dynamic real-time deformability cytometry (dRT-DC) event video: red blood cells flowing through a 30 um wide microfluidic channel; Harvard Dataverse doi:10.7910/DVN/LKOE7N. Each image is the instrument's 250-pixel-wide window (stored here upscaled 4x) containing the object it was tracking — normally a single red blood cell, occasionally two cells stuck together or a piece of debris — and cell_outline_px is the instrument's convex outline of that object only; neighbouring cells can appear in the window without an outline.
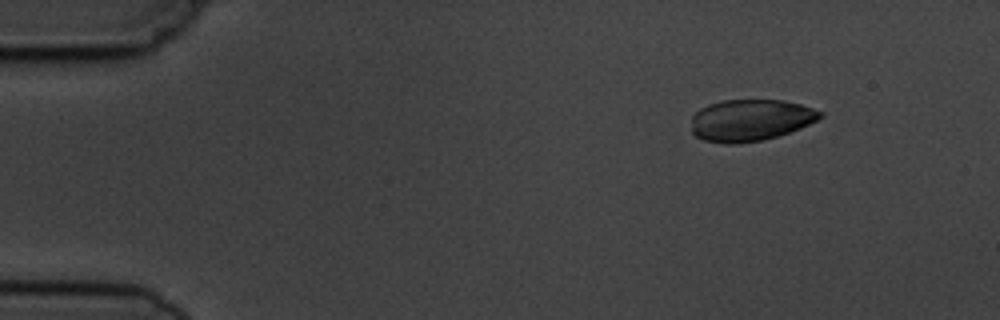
{"species": "common noctule bat (a hibernating species)", "species_latin": "Nyctalus noctula", "temperature_condition": "cold", "stored_images_in_passage": 4, "camera_frame_rate_fps": 3000, "um_per_image_px": 0.085, "animal": {"sex": "male", "body_mass_g": 19.5, "forearm_length_mm": 54.6}, "frame": {"image": 1, "passage_image": 1, "time_ms": 0.0, "image_size_px": [1000, 320], "cell_outline_px": [[824, 116], [800, 128], [776, 136], [760, 140], [732, 144], [728, 144], [704, 140], [696, 136], [692, 132], [692, 116], [700, 108], [708, 104], [724, 100], [784, 100], [800, 104], [824, 112]], "centroid_in_image_um": [63.78, 10.2], "position_along_channel_um": 21.2, "area_um2": 31.1}}
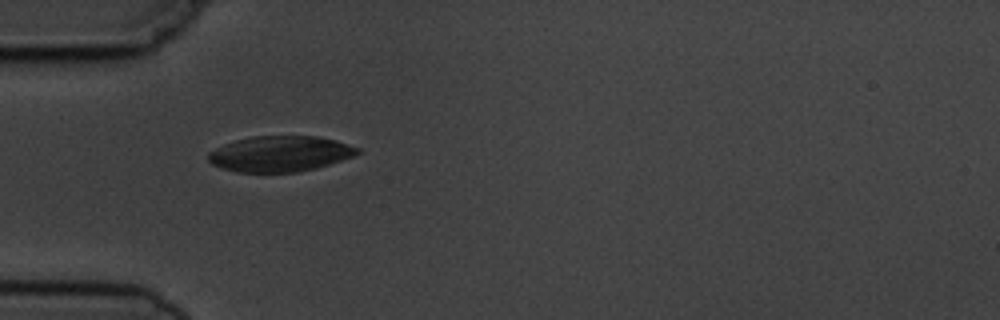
{"frame": {"image": 2, "passage_image": 4, "time_ms": 3.333, "image_size_px": [1000, 320], "cell_outline_px": [[360, 152], [352, 156], [316, 168], [296, 172], [236, 172], [220, 168], [212, 164], [208, 160], [208, 152], [224, 144], [236, 140], [252, 136], [316, 136], [336, 140], [360, 148]], "centroid_in_image_um": [23.77, 13.07], "position_along_channel_um": 61.2, "area_um2": 30.92}}